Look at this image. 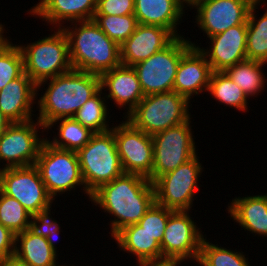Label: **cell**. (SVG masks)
Here are the masks:
<instances>
[{
    "label": "cell",
    "mask_w": 267,
    "mask_h": 266,
    "mask_svg": "<svg viewBox=\"0 0 267 266\" xmlns=\"http://www.w3.org/2000/svg\"><path fill=\"white\" fill-rule=\"evenodd\" d=\"M90 201L114 217L109 232L113 237L124 227L140 221L155 202V190L148 178L123 173L95 190Z\"/></svg>",
    "instance_id": "cell-1"
},
{
    "label": "cell",
    "mask_w": 267,
    "mask_h": 266,
    "mask_svg": "<svg viewBox=\"0 0 267 266\" xmlns=\"http://www.w3.org/2000/svg\"><path fill=\"white\" fill-rule=\"evenodd\" d=\"M48 80L45 93L36 99L37 119L45 128L57 119L74 117L101 90L100 75L75 69Z\"/></svg>",
    "instance_id": "cell-2"
},
{
    "label": "cell",
    "mask_w": 267,
    "mask_h": 266,
    "mask_svg": "<svg viewBox=\"0 0 267 266\" xmlns=\"http://www.w3.org/2000/svg\"><path fill=\"white\" fill-rule=\"evenodd\" d=\"M69 24L72 26H62V30L68 38L73 69L101 75L122 64L120 45L111 40L94 20Z\"/></svg>",
    "instance_id": "cell-3"
},
{
    "label": "cell",
    "mask_w": 267,
    "mask_h": 266,
    "mask_svg": "<svg viewBox=\"0 0 267 266\" xmlns=\"http://www.w3.org/2000/svg\"><path fill=\"white\" fill-rule=\"evenodd\" d=\"M38 41L19 45L24 58V72L37 85V96L48 79L72 70L69 42L62 28Z\"/></svg>",
    "instance_id": "cell-4"
},
{
    "label": "cell",
    "mask_w": 267,
    "mask_h": 266,
    "mask_svg": "<svg viewBox=\"0 0 267 266\" xmlns=\"http://www.w3.org/2000/svg\"><path fill=\"white\" fill-rule=\"evenodd\" d=\"M190 102L175 91L145 95L125 118L136 129L148 135L186 122L190 117Z\"/></svg>",
    "instance_id": "cell-5"
},
{
    "label": "cell",
    "mask_w": 267,
    "mask_h": 266,
    "mask_svg": "<svg viewBox=\"0 0 267 266\" xmlns=\"http://www.w3.org/2000/svg\"><path fill=\"white\" fill-rule=\"evenodd\" d=\"M77 155L82 179L90 195L124 173L111 130L94 133Z\"/></svg>",
    "instance_id": "cell-6"
},
{
    "label": "cell",
    "mask_w": 267,
    "mask_h": 266,
    "mask_svg": "<svg viewBox=\"0 0 267 266\" xmlns=\"http://www.w3.org/2000/svg\"><path fill=\"white\" fill-rule=\"evenodd\" d=\"M35 166L38 168L48 194L55 200L62 193L83 188L84 194L91 195L85 188L77 152L53 147L45 140ZM74 188V189H73Z\"/></svg>",
    "instance_id": "cell-7"
},
{
    "label": "cell",
    "mask_w": 267,
    "mask_h": 266,
    "mask_svg": "<svg viewBox=\"0 0 267 266\" xmlns=\"http://www.w3.org/2000/svg\"><path fill=\"white\" fill-rule=\"evenodd\" d=\"M192 46L184 36L176 37L164 49L134 66L145 95L173 91L177 67L182 55Z\"/></svg>",
    "instance_id": "cell-8"
},
{
    "label": "cell",
    "mask_w": 267,
    "mask_h": 266,
    "mask_svg": "<svg viewBox=\"0 0 267 266\" xmlns=\"http://www.w3.org/2000/svg\"><path fill=\"white\" fill-rule=\"evenodd\" d=\"M203 166L199 156L179 165L175 170L159 176L154 182L155 202L173 211H189L195 193L199 190V177Z\"/></svg>",
    "instance_id": "cell-9"
},
{
    "label": "cell",
    "mask_w": 267,
    "mask_h": 266,
    "mask_svg": "<svg viewBox=\"0 0 267 266\" xmlns=\"http://www.w3.org/2000/svg\"><path fill=\"white\" fill-rule=\"evenodd\" d=\"M191 127L190 117L182 124L152 135V183L198 155Z\"/></svg>",
    "instance_id": "cell-10"
},
{
    "label": "cell",
    "mask_w": 267,
    "mask_h": 266,
    "mask_svg": "<svg viewBox=\"0 0 267 266\" xmlns=\"http://www.w3.org/2000/svg\"><path fill=\"white\" fill-rule=\"evenodd\" d=\"M35 120L11 123L0 135V162H7L0 169L35 165L46 140L38 134L39 128L43 132L46 131L45 127L37 118Z\"/></svg>",
    "instance_id": "cell-11"
},
{
    "label": "cell",
    "mask_w": 267,
    "mask_h": 266,
    "mask_svg": "<svg viewBox=\"0 0 267 266\" xmlns=\"http://www.w3.org/2000/svg\"><path fill=\"white\" fill-rule=\"evenodd\" d=\"M0 190L17 199L31 216L52 206L54 201L35 165L0 169Z\"/></svg>",
    "instance_id": "cell-12"
},
{
    "label": "cell",
    "mask_w": 267,
    "mask_h": 266,
    "mask_svg": "<svg viewBox=\"0 0 267 266\" xmlns=\"http://www.w3.org/2000/svg\"><path fill=\"white\" fill-rule=\"evenodd\" d=\"M124 120L111 129L114 133L122 169L124 173L138 174L152 182V136L136 129L125 118Z\"/></svg>",
    "instance_id": "cell-13"
},
{
    "label": "cell",
    "mask_w": 267,
    "mask_h": 266,
    "mask_svg": "<svg viewBox=\"0 0 267 266\" xmlns=\"http://www.w3.org/2000/svg\"><path fill=\"white\" fill-rule=\"evenodd\" d=\"M189 211H174L167 221L161 241V261L197 262L204 236ZM200 230V231H199Z\"/></svg>",
    "instance_id": "cell-14"
},
{
    "label": "cell",
    "mask_w": 267,
    "mask_h": 266,
    "mask_svg": "<svg viewBox=\"0 0 267 266\" xmlns=\"http://www.w3.org/2000/svg\"><path fill=\"white\" fill-rule=\"evenodd\" d=\"M256 0H204L197 3L195 23L207 38L236 25H247L248 14Z\"/></svg>",
    "instance_id": "cell-15"
},
{
    "label": "cell",
    "mask_w": 267,
    "mask_h": 266,
    "mask_svg": "<svg viewBox=\"0 0 267 266\" xmlns=\"http://www.w3.org/2000/svg\"><path fill=\"white\" fill-rule=\"evenodd\" d=\"M208 38L209 49L190 42L205 54L213 72H224L228 67L247 60V25H236Z\"/></svg>",
    "instance_id": "cell-16"
},
{
    "label": "cell",
    "mask_w": 267,
    "mask_h": 266,
    "mask_svg": "<svg viewBox=\"0 0 267 266\" xmlns=\"http://www.w3.org/2000/svg\"><path fill=\"white\" fill-rule=\"evenodd\" d=\"M213 71L199 47L191 46L181 57L177 67L173 91L191 102V97L208 91Z\"/></svg>",
    "instance_id": "cell-17"
},
{
    "label": "cell",
    "mask_w": 267,
    "mask_h": 266,
    "mask_svg": "<svg viewBox=\"0 0 267 266\" xmlns=\"http://www.w3.org/2000/svg\"><path fill=\"white\" fill-rule=\"evenodd\" d=\"M176 37L159 26L138 24L131 36L120 45L121 63L125 66L147 60L168 46Z\"/></svg>",
    "instance_id": "cell-18"
},
{
    "label": "cell",
    "mask_w": 267,
    "mask_h": 266,
    "mask_svg": "<svg viewBox=\"0 0 267 266\" xmlns=\"http://www.w3.org/2000/svg\"><path fill=\"white\" fill-rule=\"evenodd\" d=\"M100 81L101 90L109 91L105 96L107 100L114 101L119 109L126 106L125 118L144 98L137 73L132 66L121 64L105 71L100 75Z\"/></svg>",
    "instance_id": "cell-19"
},
{
    "label": "cell",
    "mask_w": 267,
    "mask_h": 266,
    "mask_svg": "<svg viewBox=\"0 0 267 266\" xmlns=\"http://www.w3.org/2000/svg\"><path fill=\"white\" fill-rule=\"evenodd\" d=\"M37 98V85L24 72L0 90V110L11 123L27 122Z\"/></svg>",
    "instance_id": "cell-20"
},
{
    "label": "cell",
    "mask_w": 267,
    "mask_h": 266,
    "mask_svg": "<svg viewBox=\"0 0 267 266\" xmlns=\"http://www.w3.org/2000/svg\"><path fill=\"white\" fill-rule=\"evenodd\" d=\"M39 1L38 4L28 10V14L35 18L40 17L39 19L51 24L52 28H62L66 21L68 25V22L93 20L97 7V0Z\"/></svg>",
    "instance_id": "cell-21"
},
{
    "label": "cell",
    "mask_w": 267,
    "mask_h": 266,
    "mask_svg": "<svg viewBox=\"0 0 267 266\" xmlns=\"http://www.w3.org/2000/svg\"><path fill=\"white\" fill-rule=\"evenodd\" d=\"M185 9L179 0H134V15L138 24L168 29L175 37Z\"/></svg>",
    "instance_id": "cell-22"
},
{
    "label": "cell",
    "mask_w": 267,
    "mask_h": 266,
    "mask_svg": "<svg viewBox=\"0 0 267 266\" xmlns=\"http://www.w3.org/2000/svg\"><path fill=\"white\" fill-rule=\"evenodd\" d=\"M228 214L245 231L267 237V193L235 197L228 203Z\"/></svg>",
    "instance_id": "cell-23"
},
{
    "label": "cell",
    "mask_w": 267,
    "mask_h": 266,
    "mask_svg": "<svg viewBox=\"0 0 267 266\" xmlns=\"http://www.w3.org/2000/svg\"><path fill=\"white\" fill-rule=\"evenodd\" d=\"M55 241L42 237L30 228L15 235L14 254L31 266H64L57 263Z\"/></svg>",
    "instance_id": "cell-24"
},
{
    "label": "cell",
    "mask_w": 267,
    "mask_h": 266,
    "mask_svg": "<svg viewBox=\"0 0 267 266\" xmlns=\"http://www.w3.org/2000/svg\"><path fill=\"white\" fill-rule=\"evenodd\" d=\"M112 238L121 250L136 256L139 266L161 261L160 244L138 224L124 227Z\"/></svg>",
    "instance_id": "cell-25"
},
{
    "label": "cell",
    "mask_w": 267,
    "mask_h": 266,
    "mask_svg": "<svg viewBox=\"0 0 267 266\" xmlns=\"http://www.w3.org/2000/svg\"><path fill=\"white\" fill-rule=\"evenodd\" d=\"M265 0H256L251 6L247 19L246 55L247 60L267 63V10L261 17L256 16L258 6ZM257 17V18H256Z\"/></svg>",
    "instance_id": "cell-26"
},
{
    "label": "cell",
    "mask_w": 267,
    "mask_h": 266,
    "mask_svg": "<svg viewBox=\"0 0 267 266\" xmlns=\"http://www.w3.org/2000/svg\"><path fill=\"white\" fill-rule=\"evenodd\" d=\"M57 124V135L46 140L53 147L78 152L83 148L94 134L91 130L77 122L73 117L61 118L51 122L45 129L49 131ZM59 124V125H58Z\"/></svg>",
    "instance_id": "cell-27"
},
{
    "label": "cell",
    "mask_w": 267,
    "mask_h": 266,
    "mask_svg": "<svg viewBox=\"0 0 267 266\" xmlns=\"http://www.w3.org/2000/svg\"><path fill=\"white\" fill-rule=\"evenodd\" d=\"M263 62L245 60L228 67L224 72L238 85L249 97H256L264 90L267 77H265L262 67ZM266 83V84H265ZM256 95V96H255Z\"/></svg>",
    "instance_id": "cell-28"
},
{
    "label": "cell",
    "mask_w": 267,
    "mask_h": 266,
    "mask_svg": "<svg viewBox=\"0 0 267 266\" xmlns=\"http://www.w3.org/2000/svg\"><path fill=\"white\" fill-rule=\"evenodd\" d=\"M207 92H210V96L224 106L233 107L242 112L248 111V96L225 72L212 73Z\"/></svg>",
    "instance_id": "cell-29"
},
{
    "label": "cell",
    "mask_w": 267,
    "mask_h": 266,
    "mask_svg": "<svg viewBox=\"0 0 267 266\" xmlns=\"http://www.w3.org/2000/svg\"><path fill=\"white\" fill-rule=\"evenodd\" d=\"M106 100L105 94L100 90L81 106L73 118L93 133L110 131L112 128L108 124L110 120Z\"/></svg>",
    "instance_id": "cell-30"
},
{
    "label": "cell",
    "mask_w": 267,
    "mask_h": 266,
    "mask_svg": "<svg viewBox=\"0 0 267 266\" xmlns=\"http://www.w3.org/2000/svg\"><path fill=\"white\" fill-rule=\"evenodd\" d=\"M199 266H251L248 257L243 252L233 251L218 244L208 242L203 238L200 255L197 261Z\"/></svg>",
    "instance_id": "cell-31"
},
{
    "label": "cell",
    "mask_w": 267,
    "mask_h": 266,
    "mask_svg": "<svg viewBox=\"0 0 267 266\" xmlns=\"http://www.w3.org/2000/svg\"><path fill=\"white\" fill-rule=\"evenodd\" d=\"M7 38L0 42V90L24 73L22 51Z\"/></svg>",
    "instance_id": "cell-32"
},
{
    "label": "cell",
    "mask_w": 267,
    "mask_h": 266,
    "mask_svg": "<svg viewBox=\"0 0 267 266\" xmlns=\"http://www.w3.org/2000/svg\"><path fill=\"white\" fill-rule=\"evenodd\" d=\"M93 20L111 40L119 45L131 36L138 25L134 14L94 15Z\"/></svg>",
    "instance_id": "cell-33"
},
{
    "label": "cell",
    "mask_w": 267,
    "mask_h": 266,
    "mask_svg": "<svg viewBox=\"0 0 267 266\" xmlns=\"http://www.w3.org/2000/svg\"><path fill=\"white\" fill-rule=\"evenodd\" d=\"M0 223L15 235L30 228L31 215L17 199L0 190Z\"/></svg>",
    "instance_id": "cell-34"
},
{
    "label": "cell",
    "mask_w": 267,
    "mask_h": 266,
    "mask_svg": "<svg viewBox=\"0 0 267 266\" xmlns=\"http://www.w3.org/2000/svg\"><path fill=\"white\" fill-rule=\"evenodd\" d=\"M173 212L154 202L137 224L161 244L167 221Z\"/></svg>",
    "instance_id": "cell-35"
},
{
    "label": "cell",
    "mask_w": 267,
    "mask_h": 266,
    "mask_svg": "<svg viewBox=\"0 0 267 266\" xmlns=\"http://www.w3.org/2000/svg\"><path fill=\"white\" fill-rule=\"evenodd\" d=\"M52 206L39 211L31 216L30 229L36 234L48 238L52 241L57 240L60 234V225L57 220L52 219L51 215ZM56 236V238H54Z\"/></svg>",
    "instance_id": "cell-36"
},
{
    "label": "cell",
    "mask_w": 267,
    "mask_h": 266,
    "mask_svg": "<svg viewBox=\"0 0 267 266\" xmlns=\"http://www.w3.org/2000/svg\"><path fill=\"white\" fill-rule=\"evenodd\" d=\"M134 14V0H97L95 15Z\"/></svg>",
    "instance_id": "cell-37"
},
{
    "label": "cell",
    "mask_w": 267,
    "mask_h": 266,
    "mask_svg": "<svg viewBox=\"0 0 267 266\" xmlns=\"http://www.w3.org/2000/svg\"><path fill=\"white\" fill-rule=\"evenodd\" d=\"M15 234L0 223V260L14 254Z\"/></svg>",
    "instance_id": "cell-38"
},
{
    "label": "cell",
    "mask_w": 267,
    "mask_h": 266,
    "mask_svg": "<svg viewBox=\"0 0 267 266\" xmlns=\"http://www.w3.org/2000/svg\"><path fill=\"white\" fill-rule=\"evenodd\" d=\"M0 266H31L26 261H23L15 254H12L0 260Z\"/></svg>",
    "instance_id": "cell-39"
},
{
    "label": "cell",
    "mask_w": 267,
    "mask_h": 266,
    "mask_svg": "<svg viewBox=\"0 0 267 266\" xmlns=\"http://www.w3.org/2000/svg\"><path fill=\"white\" fill-rule=\"evenodd\" d=\"M183 261L164 260L160 262H148L140 266H179Z\"/></svg>",
    "instance_id": "cell-40"
},
{
    "label": "cell",
    "mask_w": 267,
    "mask_h": 266,
    "mask_svg": "<svg viewBox=\"0 0 267 266\" xmlns=\"http://www.w3.org/2000/svg\"><path fill=\"white\" fill-rule=\"evenodd\" d=\"M10 124L11 122L9 121V119L0 110V135L7 129Z\"/></svg>",
    "instance_id": "cell-41"
},
{
    "label": "cell",
    "mask_w": 267,
    "mask_h": 266,
    "mask_svg": "<svg viewBox=\"0 0 267 266\" xmlns=\"http://www.w3.org/2000/svg\"><path fill=\"white\" fill-rule=\"evenodd\" d=\"M180 1V3L182 4V6L184 7V8H186V7H190V9L192 10L193 9V7L197 4V3H199V2H201V1H204V0H179Z\"/></svg>",
    "instance_id": "cell-42"
},
{
    "label": "cell",
    "mask_w": 267,
    "mask_h": 266,
    "mask_svg": "<svg viewBox=\"0 0 267 266\" xmlns=\"http://www.w3.org/2000/svg\"><path fill=\"white\" fill-rule=\"evenodd\" d=\"M4 27L5 26L0 23V42L6 37L4 36V33H5Z\"/></svg>",
    "instance_id": "cell-43"
}]
</instances>
